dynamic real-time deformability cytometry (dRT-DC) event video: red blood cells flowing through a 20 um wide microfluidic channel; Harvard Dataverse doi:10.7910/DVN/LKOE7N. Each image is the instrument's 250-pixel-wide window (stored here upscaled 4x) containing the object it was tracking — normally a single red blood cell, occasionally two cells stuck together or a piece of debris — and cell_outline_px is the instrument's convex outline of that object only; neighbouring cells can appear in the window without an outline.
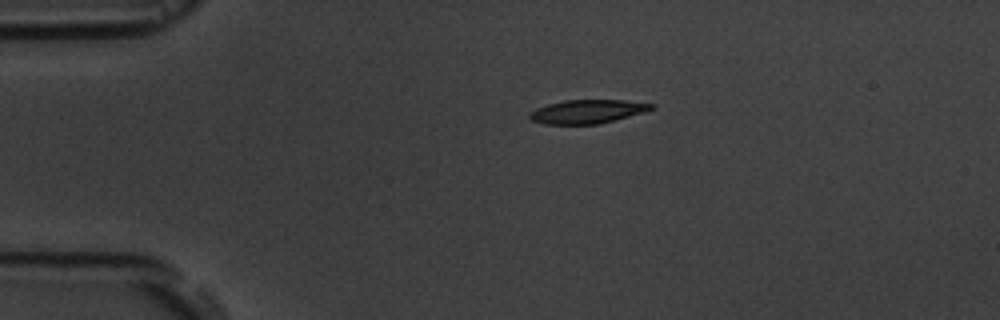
{"species": "common noctule bat (a hibernating species)", "species_latin": "Nyctalus noctula", "temperature_condition": "room temperature", "stored_images_in_passage": 3, "camera_frame_rate_fps": 3000, "um_per_image_px": 0.085, "animal": {"sex": "male", "body_mass_g": 19.5, "forearm_length_mm": 54.6}, "frame": {"image": 1, "passage_image": 1, "time_ms": 0.0, "image_size_px": [1000, 320], "cell_outline_px": [[656, 108], [644, 112], [600, 124], [544, 124], [532, 120], [528, 116], [528, 112], [536, 108], [548, 104], [564, 100], [624, 100], [656, 104]], "centroid_in_image_um": [49.94, 9.48], "position_along_channel_um": 35.1, "area_um2": 16.94}}
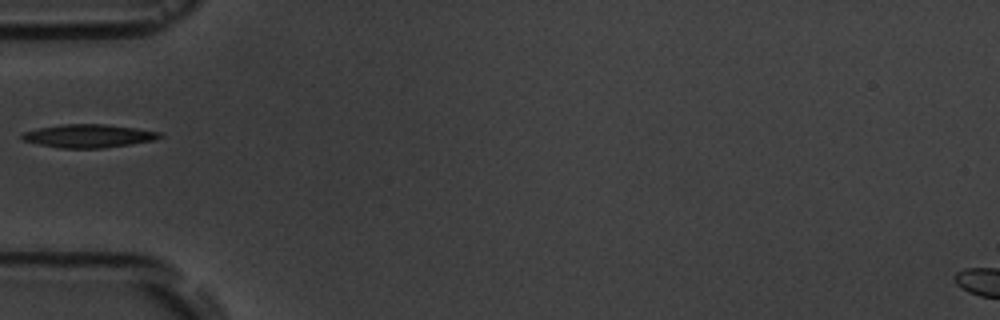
{"frame": {"image": 2, "passage_image": 3, "time_ms": 2.333, "image_size_px": [1000, 320], "cell_outline_px": [[164, 136], [156, 140], [100, 148], [60, 148], [40, 144], [24, 140], [20, 136], [24, 132], [40, 128], [60, 124], [108, 124], [136, 128], [160, 132]], "centroid_in_image_um": [7.56, 11.54], "position_along_channel_um": 77.4, "area_um2": 18.5}}